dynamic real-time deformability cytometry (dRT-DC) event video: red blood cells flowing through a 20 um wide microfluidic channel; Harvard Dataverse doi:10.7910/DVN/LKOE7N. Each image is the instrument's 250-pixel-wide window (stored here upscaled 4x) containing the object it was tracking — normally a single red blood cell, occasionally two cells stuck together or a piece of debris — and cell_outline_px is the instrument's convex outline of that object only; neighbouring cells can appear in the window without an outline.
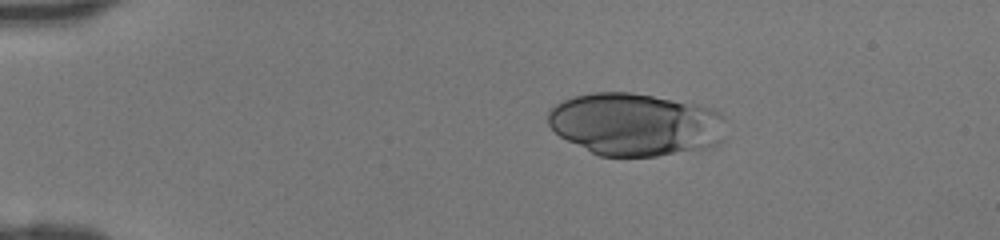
{"species": "human", "species_latin": "Homo sapiens", "temperature_condition": "room temperature", "stored_images_in_passage": 13, "camera_frame_rate_fps": 3000, "um_per_image_px": 0.085, "donor": {"sex": "female"}, "frame": {"image": 1, "passage_image": 1, "time_ms": 0.0, "image_size_px": [1000, 240], "cell_outline_px": [[728, 120], [724, 140], [716, 144], [704, 148], [656, 156], [600, 156], [560, 136], [548, 124], [548, 112], [556, 104], [572, 96], [592, 92], [632, 92], [696, 104], [716, 108]], "centroid_in_image_um": [54.07, 10.55], "position_along_channel_um": 30.9, "area_um2": 65.43}}